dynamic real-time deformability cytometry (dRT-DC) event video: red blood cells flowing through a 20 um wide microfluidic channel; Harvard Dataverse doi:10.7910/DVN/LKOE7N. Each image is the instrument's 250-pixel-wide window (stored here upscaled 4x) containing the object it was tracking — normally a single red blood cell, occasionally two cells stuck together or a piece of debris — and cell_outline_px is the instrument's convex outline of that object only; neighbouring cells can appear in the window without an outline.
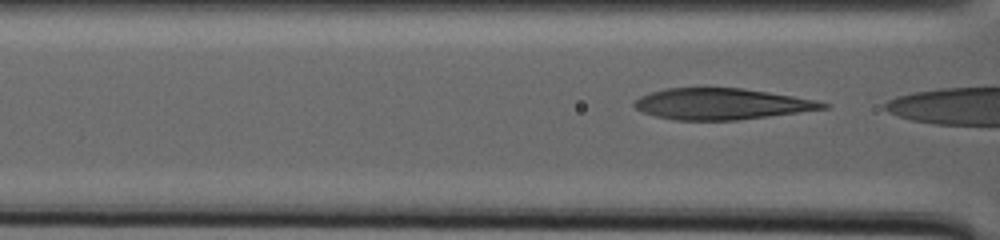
{"species": "human", "species_latin": "Homo sapiens", "temperature_condition": "warm", "stored_images_in_passage": 64, "camera_frame_rate_fps": 3000, "um_per_image_px": 0.085, "donor": {"sex": "male"}, "frame": {"image": 1, "passage_image": 58, "time_ms": 19.0, "image_size_px": [1000, 240], "cell_outline_px": [[828, 108], [768, 116], [736, 120], [676, 120], [656, 116], [644, 112], [636, 108], [632, 104], [640, 96], [664, 88], [740, 88], [768, 92], [816, 100], [828, 104]], "centroid_in_image_um": [61.3, 8.83], "position_along_channel_um": 105.3, "area_um2": 33.81}}